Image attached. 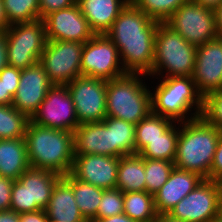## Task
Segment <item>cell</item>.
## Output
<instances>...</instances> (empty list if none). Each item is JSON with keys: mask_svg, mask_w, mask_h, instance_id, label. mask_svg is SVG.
<instances>
[{"mask_svg": "<svg viewBox=\"0 0 222 222\" xmlns=\"http://www.w3.org/2000/svg\"><path fill=\"white\" fill-rule=\"evenodd\" d=\"M158 23L129 1L105 33L117 47L127 73L152 71Z\"/></svg>", "mask_w": 222, "mask_h": 222, "instance_id": "1", "label": "cell"}, {"mask_svg": "<svg viewBox=\"0 0 222 222\" xmlns=\"http://www.w3.org/2000/svg\"><path fill=\"white\" fill-rule=\"evenodd\" d=\"M220 131L202 116L179 122L175 168L195 172L210 180V168Z\"/></svg>", "mask_w": 222, "mask_h": 222, "instance_id": "2", "label": "cell"}, {"mask_svg": "<svg viewBox=\"0 0 222 222\" xmlns=\"http://www.w3.org/2000/svg\"><path fill=\"white\" fill-rule=\"evenodd\" d=\"M24 139L30 167L62 176L71 172L75 156L73 132L40 126L29 120Z\"/></svg>", "mask_w": 222, "mask_h": 222, "instance_id": "3", "label": "cell"}, {"mask_svg": "<svg viewBox=\"0 0 222 222\" xmlns=\"http://www.w3.org/2000/svg\"><path fill=\"white\" fill-rule=\"evenodd\" d=\"M152 112L175 122H185L201 116L204 97L198 92L192 76L151 78ZM156 89V90H155Z\"/></svg>", "mask_w": 222, "mask_h": 222, "instance_id": "4", "label": "cell"}, {"mask_svg": "<svg viewBox=\"0 0 222 222\" xmlns=\"http://www.w3.org/2000/svg\"><path fill=\"white\" fill-rule=\"evenodd\" d=\"M147 78L146 74L127 73L107 81L106 116L134 125L145 118L152 111L151 90L149 83H145Z\"/></svg>", "mask_w": 222, "mask_h": 222, "instance_id": "5", "label": "cell"}, {"mask_svg": "<svg viewBox=\"0 0 222 222\" xmlns=\"http://www.w3.org/2000/svg\"><path fill=\"white\" fill-rule=\"evenodd\" d=\"M197 47L187 42L165 22H159L155 35V55L150 78L192 76Z\"/></svg>", "mask_w": 222, "mask_h": 222, "instance_id": "6", "label": "cell"}, {"mask_svg": "<svg viewBox=\"0 0 222 222\" xmlns=\"http://www.w3.org/2000/svg\"><path fill=\"white\" fill-rule=\"evenodd\" d=\"M62 177L50 170L29 167L12 185L10 209L18 214L45 210Z\"/></svg>", "mask_w": 222, "mask_h": 222, "instance_id": "7", "label": "cell"}, {"mask_svg": "<svg viewBox=\"0 0 222 222\" xmlns=\"http://www.w3.org/2000/svg\"><path fill=\"white\" fill-rule=\"evenodd\" d=\"M7 63L25 69L40 61L47 43L43 19L10 25L5 31Z\"/></svg>", "mask_w": 222, "mask_h": 222, "instance_id": "8", "label": "cell"}, {"mask_svg": "<svg viewBox=\"0 0 222 222\" xmlns=\"http://www.w3.org/2000/svg\"><path fill=\"white\" fill-rule=\"evenodd\" d=\"M195 47L218 37L214 10L188 0L165 21Z\"/></svg>", "mask_w": 222, "mask_h": 222, "instance_id": "9", "label": "cell"}, {"mask_svg": "<svg viewBox=\"0 0 222 222\" xmlns=\"http://www.w3.org/2000/svg\"><path fill=\"white\" fill-rule=\"evenodd\" d=\"M125 74L119 51L105 34H95L84 43L81 76L109 81Z\"/></svg>", "mask_w": 222, "mask_h": 222, "instance_id": "10", "label": "cell"}, {"mask_svg": "<svg viewBox=\"0 0 222 222\" xmlns=\"http://www.w3.org/2000/svg\"><path fill=\"white\" fill-rule=\"evenodd\" d=\"M83 45L75 41L47 40L39 62L53 85H67L81 76Z\"/></svg>", "mask_w": 222, "mask_h": 222, "instance_id": "11", "label": "cell"}, {"mask_svg": "<svg viewBox=\"0 0 222 222\" xmlns=\"http://www.w3.org/2000/svg\"><path fill=\"white\" fill-rule=\"evenodd\" d=\"M219 194L220 182L204 179L168 215L185 222H209L219 217Z\"/></svg>", "mask_w": 222, "mask_h": 222, "instance_id": "12", "label": "cell"}, {"mask_svg": "<svg viewBox=\"0 0 222 222\" xmlns=\"http://www.w3.org/2000/svg\"><path fill=\"white\" fill-rule=\"evenodd\" d=\"M30 121L44 127L73 132L79 122L67 85H52Z\"/></svg>", "mask_w": 222, "mask_h": 222, "instance_id": "13", "label": "cell"}, {"mask_svg": "<svg viewBox=\"0 0 222 222\" xmlns=\"http://www.w3.org/2000/svg\"><path fill=\"white\" fill-rule=\"evenodd\" d=\"M67 86L79 124L102 122L106 117L107 80L80 76Z\"/></svg>", "mask_w": 222, "mask_h": 222, "instance_id": "14", "label": "cell"}, {"mask_svg": "<svg viewBox=\"0 0 222 222\" xmlns=\"http://www.w3.org/2000/svg\"><path fill=\"white\" fill-rule=\"evenodd\" d=\"M43 22L47 40L85 43L95 35L77 3L51 12L43 18Z\"/></svg>", "mask_w": 222, "mask_h": 222, "instance_id": "15", "label": "cell"}, {"mask_svg": "<svg viewBox=\"0 0 222 222\" xmlns=\"http://www.w3.org/2000/svg\"><path fill=\"white\" fill-rule=\"evenodd\" d=\"M192 77L198 92L203 97L211 92L221 90L222 37H216L197 47Z\"/></svg>", "mask_w": 222, "mask_h": 222, "instance_id": "16", "label": "cell"}, {"mask_svg": "<svg viewBox=\"0 0 222 222\" xmlns=\"http://www.w3.org/2000/svg\"><path fill=\"white\" fill-rule=\"evenodd\" d=\"M71 174L83 182L96 187L115 189L120 157L74 154Z\"/></svg>", "mask_w": 222, "mask_h": 222, "instance_id": "17", "label": "cell"}, {"mask_svg": "<svg viewBox=\"0 0 222 222\" xmlns=\"http://www.w3.org/2000/svg\"><path fill=\"white\" fill-rule=\"evenodd\" d=\"M53 84L40 62L21 69V76L12 106L29 119L36 112Z\"/></svg>", "mask_w": 222, "mask_h": 222, "instance_id": "18", "label": "cell"}, {"mask_svg": "<svg viewBox=\"0 0 222 222\" xmlns=\"http://www.w3.org/2000/svg\"><path fill=\"white\" fill-rule=\"evenodd\" d=\"M203 180L204 178L195 172L174 167L167 182L154 194L155 209L158 215L168 214Z\"/></svg>", "mask_w": 222, "mask_h": 222, "instance_id": "19", "label": "cell"}, {"mask_svg": "<svg viewBox=\"0 0 222 222\" xmlns=\"http://www.w3.org/2000/svg\"><path fill=\"white\" fill-rule=\"evenodd\" d=\"M74 154L112 156L111 130L102 122H88L73 131Z\"/></svg>", "mask_w": 222, "mask_h": 222, "instance_id": "20", "label": "cell"}, {"mask_svg": "<svg viewBox=\"0 0 222 222\" xmlns=\"http://www.w3.org/2000/svg\"><path fill=\"white\" fill-rule=\"evenodd\" d=\"M130 0H76L95 34H105Z\"/></svg>", "mask_w": 222, "mask_h": 222, "instance_id": "21", "label": "cell"}, {"mask_svg": "<svg viewBox=\"0 0 222 222\" xmlns=\"http://www.w3.org/2000/svg\"><path fill=\"white\" fill-rule=\"evenodd\" d=\"M45 211L50 221L88 222L79 211L72 187L63 178L56 183Z\"/></svg>", "mask_w": 222, "mask_h": 222, "instance_id": "22", "label": "cell"}, {"mask_svg": "<svg viewBox=\"0 0 222 222\" xmlns=\"http://www.w3.org/2000/svg\"><path fill=\"white\" fill-rule=\"evenodd\" d=\"M29 167L24 138L0 139V176L15 181Z\"/></svg>", "mask_w": 222, "mask_h": 222, "instance_id": "23", "label": "cell"}, {"mask_svg": "<svg viewBox=\"0 0 222 222\" xmlns=\"http://www.w3.org/2000/svg\"><path fill=\"white\" fill-rule=\"evenodd\" d=\"M116 188L123 193L146 191L145 158L139 154L119 158Z\"/></svg>", "mask_w": 222, "mask_h": 222, "instance_id": "24", "label": "cell"}, {"mask_svg": "<svg viewBox=\"0 0 222 222\" xmlns=\"http://www.w3.org/2000/svg\"><path fill=\"white\" fill-rule=\"evenodd\" d=\"M62 178L72 187L75 202L84 219L92 222L97 216L104 189L76 179L71 173Z\"/></svg>", "mask_w": 222, "mask_h": 222, "instance_id": "25", "label": "cell"}, {"mask_svg": "<svg viewBox=\"0 0 222 222\" xmlns=\"http://www.w3.org/2000/svg\"><path fill=\"white\" fill-rule=\"evenodd\" d=\"M103 122L111 130L112 157L134 155L136 125L108 116L103 119Z\"/></svg>", "mask_w": 222, "mask_h": 222, "instance_id": "26", "label": "cell"}, {"mask_svg": "<svg viewBox=\"0 0 222 222\" xmlns=\"http://www.w3.org/2000/svg\"><path fill=\"white\" fill-rule=\"evenodd\" d=\"M124 214L136 222H154L158 216L154 195L146 191L123 193Z\"/></svg>", "mask_w": 222, "mask_h": 222, "instance_id": "27", "label": "cell"}, {"mask_svg": "<svg viewBox=\"0 0 222 222\" xmlns=\"http://www.w3.org/2000/svg\"><path fill=\"white\" fill-rule=\"evenodd\" d=\"M174 123V120L151 111L136 124L135 154H139L148 145V141L162 137Z\"/></svg>", "mask_w": 222, "mask_h": 222, "instance_id": "28", "label": "cell"}, {"mask_svg": "<svg viewBox=\"0 0 222 222\" xmlns=\"http://www.w3.org/2000/svg\"><path fill=\"white\" fill-rule=\"evenodd\" d=\"M179 138V122H175L162 137L148 141V145L139 153L143 158L174 162Z\"/></svg>", "mask_w": 222, "mask_h": 222, "instance_id": "29", "label": "cell"}, {"mask_svg": "<svg viewBox=\"0 0 222 222\" xmlns=\"http://www.w3.org/2000/svg\"><path fill=\"white\" fill-rule=\"evenodd\" d=\"M29 118L12 105H0V139L24 138Z\"/></svg>", "mask_w": 222, "mask_h": 222, "instance_id": "30", "label": "cell"}, {"mask_svg": "<svg viewBox=\"0 0 222 222\" xmlns=\"http://www.w3.org/2000/svg\"><path fill=\"white\" fill-rule=\"evenodd\" d=\"M9 25L40 19L39 0H2Z\"/></svg>", "mask_w": 222, "mask_h": 222, "instance_id": "31", "label": "cell"}, {"mask_svg": "<svg viewBox=\"0 0 222 222\" xmlns=\"http://www.w3.org/2000/svg\"><path fill=\"white\" fill-rule=\"evenodd\" d=\"M175 164L172 161L145 158L146 192L154 195L167 182Z\"/></svg>", "mask_w": 222, "mask_h": 222, "instance_id": "32", "label": "cell"}, {"mask_svg": "<svg viewBox=\"0 0 222 222\" xmlns=\"http://www.w3.org/2000/svg\"><path fill=\"white\" fill-rule=\"evenodd\" d=\"M151 19L165 22L180 5L188 0H130Z\"/></svg>", "mask_w": 222, "mask_h": 222, "instance_id": "33", "label": "cell"}, {"mask_svg": "<svg viewBox=\"0 0 222 222\" xmlns=\"http://www.w3.org/2000/svg\"><path fill=\"white\" fill-rule=\"evenodd\" d=\"M124 212L123 192L117 188L103 190L97 216L94 220L120 215Z\"/></svg>", "mask_w": 222, "mask_h": 222, "instance_id": "34", "label": "cell"}, {"mask_svg": "<svg viewBox=\"0 0 222 222\" xmlns=\"http://www.w3.org/2000/svg\"><path fill=\"white\" fill-rule=\"evenodd\" d=\"M201 116L222 130V90L211 92L204 97Z\"/></svg>", "mask_w": 222, "mask_h": 222, "instance_id": "35", "label": "cell"}, {"mask_svg": "<svg viewBox=\"0 0 222 222\" xmlns=\"http://www.w3.org/2000/svg\"><path fill=\"white\" fill-rule=\"evenodd\" d=\"M21 76V69L6 65L0 71V79L3 80L5 93H10L15 96Z\"/></svg>", "mask_w": 222, "mask_h": 222, "instance_id": "36", "label": "cell"}, {"mask_svg": "<svg viewBox=\"0 0 222 222\" xmlns=\"http://www.w3.org/2000/svg\"><path fill=\"white\" fill-rule=\"evenodd\" d=\"M76 4V0H39L40 19L51 12L66 9Z\"/></svg>", "mask_w": 222, "mask_h": 222, "instance_id": "37", "label": "cell"}, {"mask_svg": "<svg viewBox=\"0 0 222 222\" xmlns=\"http://www.w3.org/2000/svg\"><path fill=\"white\" fill-rule=\"evenodd\" d=\"M210 180L222 182V130L210 168Z\"/></svg>", "mask_w": 222, "mask_h": 222, "instance_id": "38", "label": "cell"}, {"mask_svg": "<svg viewBox=\"0 0 222 222\" xmlns=\"http://www.w3.org/2000/svg\"><path fill=\"white\" fill-rule=\"evenodd\" d=\"M13 183L14 180L0 176V211L10 209Z\"/></svg>", "mask_w": 222, "mask_h": 222, "instance_id": "39", "label": "cell"}, {"mask_svg": "<svg viewBox=\"0 0 222 222\" xmlns=\"http://www.w3.org/2000/svg\"><path fill=\"white\" fill-rule=\"evenodd\" d=\"M19 216L20 222H50L45 210L21 213Z\"/></svg>", "mask_w": 222, "mask_h": 222, "instance_id": "40", "label": "cell"}, {"mask_svg": "<svg viewBox=\"0 0 222 222\" xmlns=\"http://www.w3.org/2000/svg\"><path fill=\"white\" fill-rule=\"evenodd\" d=\"M8 65L5 32H0V71Z\"/></svg>", "mask_w": 222, "mask_h": 222, "instance_id": "41", "label": "cell"}, {"mask_svg": "<svg viewBox=\"0 0 222 222\" xmlns=\"http://www.w3.org/2000/svg\"><path fill=\"white\" fill-rule=\"evenodd\" d=\"M0 222H20V216L11 209L0 211Z\"/></svg>", "mask_w": 222, "mask_h": 222, "instance_id": "42", "label": "cell"}, {"mask_svg": "<svg viewBox=\"0 0 222 222\" xmlns=\"http://www.w3.org/2000/svg\"><path fill=\"white\" fill-rule=\"evenodd\" d=\"M13 98L10 93H5L3 80L0 79V105H12Z\"/></svg>", "mask_w": 222, "mask_h": 222, "instance_id": "43", "label": "cell"}, {"mask_svg": "<svg viewBox=\"0 0 222 222\" xmlns=\"http://www.w3.org/2000/svg\"><path fill=\"white\" fill-rule=\"evenodd\" d=\"M92 222H136V221H133L126 214L122 213L120 215H115L104 219L93 220Z\"/></svg>", "mask_w": 222, "mask_h": 222, "instance_id": "44", "label": "cell"}, {"mask_svg": "<svg viewBox=\"0 0 222 222\" xmlns=\"http://www.w3.org/2000/svg\"><path fill=\"white\" fill-rule=\"evenodd\" d=\"M218 37H222V2L214 10Z\"/></svg>", "mask_w": 222, "mask_h": 222, "instance_id": "45", "label": "cell"}, {"mask_svg": "<svg viewBox=\"0 0 222 222\" xmlns=\"http://www.w3.org/2000/svg\"><path fill=\"white\" fill-rule=\"evenodd\" d=\"M9 26L10 25L8 24V21L6 19L3 2L2 0H0V32H5Z\"/></svg>", "mask_w": 222, "mask_h": 222, "instance_id": "46", "label": "cell"}, {"mask_svg": "<svg viewBox=\"0 0 222 222\" xmlns=\"http://www.w3.org/2000/svg\"><path fill=\"white\" fill-rule=\"evenodd\" d=\"M193 1L212 10H215L218 7V5L222 2V0H193Z\"/></svg>", "mask_w": 222, "mask_h": 222, "instance_id": "47", "label": "cell"}, {"mask_svg": "<svg viewBox=\"0 0 222 222\" xmlns=\"http://www.w3.org/2000/svg\"><path fill=\"white\" fill-rule=\"evenodd\" d=\"M154 222H185V221L173 219L168 214H161L157 216Z\"/></svg>", "mask_w": 222, "mask_h": 222, "instance_id": "48", "label": "cell"}, {"mask_svg": "<svg viewBox=\"0 0 222 222\" xmlns=\"http://www.w3.org/2000/svg\"><path fill=\"white\" fill-rule=\"evenodd\" d=\"M219 217L222 219V183L220 182V194H219Z\"/></svg>", "mask_w": 222, "mask_h": 222, "instance_id": "49", "label": "cell"}, {"mask_svg": "<svg viewBox=\"0 0 222 222\" xmlns=\"http://www.w3.org/2000/svg\"><path fill=\"white\" fill-rule=\"evenodd\" d=\"M209 222H222V219L220 217H217L215 219H212L211 221Z\"/></svg>", "mask_w": 222, "mask_h": 222, "instance_id": "50", "label": "cell"}]
</instances>
